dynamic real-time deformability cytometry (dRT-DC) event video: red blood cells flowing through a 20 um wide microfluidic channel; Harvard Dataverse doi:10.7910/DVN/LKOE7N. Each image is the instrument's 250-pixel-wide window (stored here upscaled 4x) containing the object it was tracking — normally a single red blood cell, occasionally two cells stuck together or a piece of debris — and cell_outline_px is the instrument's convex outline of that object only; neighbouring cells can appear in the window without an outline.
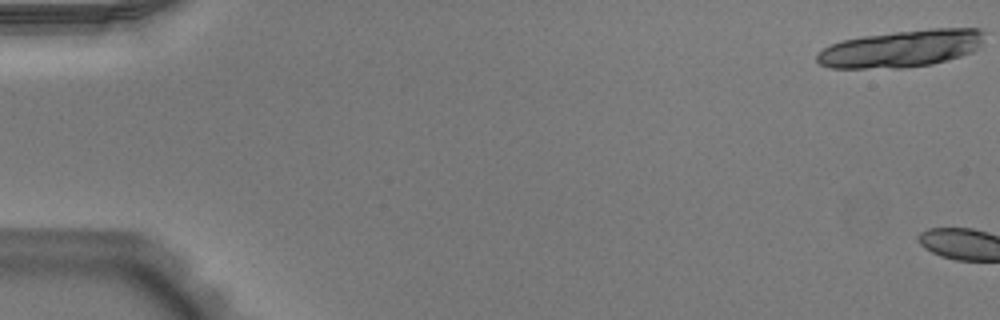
{"species": "Egyptian fruit bat (a non-hibernating species)", "species_latin": "Rousettus aegyptiacus", "temperature_condition": "warm", "stored_images_in_passage": 4, "camera_frame_rate_fps": 3000, "um_per_image_px": 0.085, "animal": {"sex": "male"}, "frame": {"image": 1, "passage_image": 1, "time_ms": 0.0, "image_size_px": [1000, 320], "cell_outline_px": [[984, 32], [980, 48], [972, 52], [960, 56], [932, 64], [904, 68], [828, 68], [820, 64], [816, 60], [816, 56], [824, 48], [832, 44], [844, 40], [864, 36], [896, 32], [932, 28], [980, 28]], "centroid_in_image_um": [76.64, 4.14], "position_along_channel_um": 8.4, "area_um2": 36.13}}